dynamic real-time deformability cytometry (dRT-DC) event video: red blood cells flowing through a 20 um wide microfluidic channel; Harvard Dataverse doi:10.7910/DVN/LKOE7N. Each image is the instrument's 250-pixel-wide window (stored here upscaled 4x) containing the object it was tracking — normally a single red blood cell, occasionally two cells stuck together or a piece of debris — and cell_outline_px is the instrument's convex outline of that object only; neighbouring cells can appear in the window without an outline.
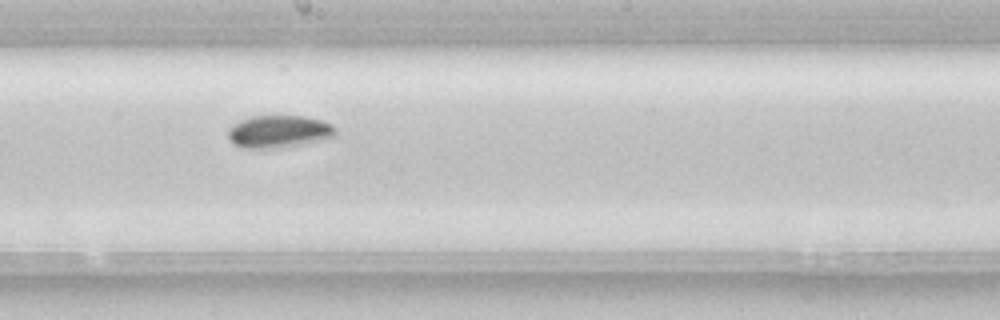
{"species": "common noctule bat (a hibernating species)", "species_latin": "Nyctalus noctula", "temperature_condition": "room temperature", "stored_images_in_passage": 39, "camera_frame_rate_fps": 3000, "um_per_image_px": 0.085, "animal": {"sex": "female", "body_mass_g": 22.7, "forearm_length_mm": 54.2}, "frame": {"image": 1, "passage_image": 17, "time_ms": 5.333, "image_size_px": [1000, 320], "cell_outline_px": [[336, 132], [332, 136], [320, 140], [300, 144], [272, 148], [248, 148], [236, 144], [228, 136], [228, 128], [232, 124], [240, 120], [252, 116], [304, 116], [320, 120], [332, 124], [336, 128]], "centroid_in_image_um": [23.69, 11.16], "position_along_channel_um": 224.5, "area_um2": 19.94}}